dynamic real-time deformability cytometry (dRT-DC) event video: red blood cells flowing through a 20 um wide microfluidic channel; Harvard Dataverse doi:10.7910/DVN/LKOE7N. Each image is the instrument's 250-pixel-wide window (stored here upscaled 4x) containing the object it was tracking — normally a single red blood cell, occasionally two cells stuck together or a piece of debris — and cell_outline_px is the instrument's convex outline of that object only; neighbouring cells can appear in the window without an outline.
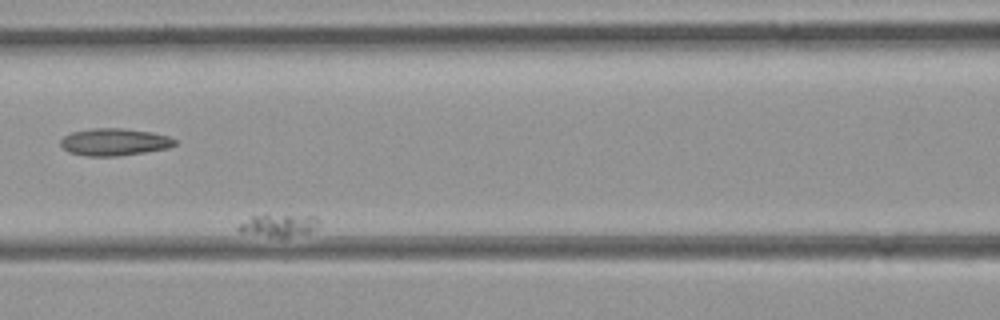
{"species": "common noctule bat (a hibernating species)", "species_latin": "Nyctalus noctula", "temperature_condition": "room temperature", "stored_images_in_passage": 23, "camera_frame_rate_fps": 3000, "um_per_image_px": 0.085, "animal": {"sex": "female", "body_mass_g": 21.9}, "frame": {"image": 1, "passage_image": 23, "time_ms": 7.333, "image_size_px": [1000, 320], "cell_outline_px": [[320, 224], [308, 232], [288, 236], [268, 236], [240, 232], [236, 228], [240, 224], [252, 216], [264, 212], [316, 216], [320, 220]], "centroid_in_image_um": [23.68, 19.08], "position_along_channel_um": 142.9, "area_um2": 10.81}}